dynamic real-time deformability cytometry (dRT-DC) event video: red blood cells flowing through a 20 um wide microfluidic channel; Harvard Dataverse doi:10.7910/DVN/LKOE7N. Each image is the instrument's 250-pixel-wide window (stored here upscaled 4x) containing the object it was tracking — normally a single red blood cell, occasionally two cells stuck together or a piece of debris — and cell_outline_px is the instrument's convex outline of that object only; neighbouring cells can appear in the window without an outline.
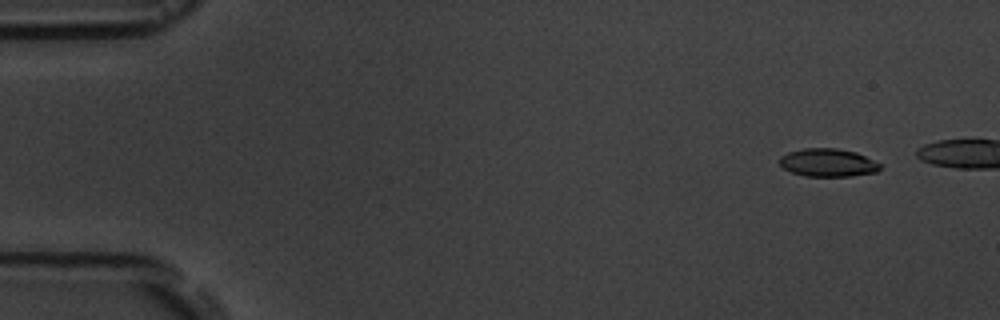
{"species": "common noctule bat (a hibernating species)", "species_latin": "Nyctalus noctula", "temperature_condition": "room temperature", "stored_images_in_passage": 4, "camera_frame_rate_fps": 3000, "um_per_image_px": 0.085, "animal": {"sex": "male", "body_mass_g": 19.5, "forearm_length_mm": 54.6}, "frame": {"image": 1, "passage_image": 1, "time_ms": 0.0, "image_size_px": [1000, 320], "cell_outline_px": [[880, 168], [876, 172], [852, 176], [804, 176], [792, 172], [784, 168], [780, 164], [780, 156], [788, 152], [804, 148], [836, 148], [856, 152], [880, 164]], "centroid_in_image_um": [70.35, 13.82], "position_along_channel_um": 14.6, "area_um2": 16.3}}